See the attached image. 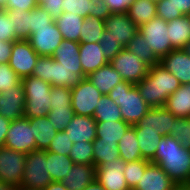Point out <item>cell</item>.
I'll use <instances>...</instances> for the list:
<instances>
[{"mask_svg": "<svg viewBox=\"0 0 190 190\" xmlns=\"http://www.w3.org/2000/svg\"><path fill=\"white\" fill-rule=\"evenodd\" d=\"M0 190H15V188L7 184L0 183Z\"/></svg>", "mask_w": 190, "mask_h": 190, "instance_id": "cell-59", "label": "cell"}, {"mask_svg": "<svg viewBox=\"0 0 190 190\" xmlns=\"http://www.w3.org/2000/svg\"><path fill=\"white\" fill-rule=\"evenodd\" d=\"M120 107L123 121L133 126L151 108L140 95L136 85L121 81L107 94Z\"/></svg>", "mask_w": 190, "mask_h": 190, "instance_id": "cell-3", "label": "cell"}, {"mask_svg": "<svg viewBox=\"0 0 190 190\" xmlns=\"http://www.w3.org/2000/svg\"><path fill=\"white\" fill-rule=\"evenodd\" d=\"M167 30L174 49H183L190 40V17L183 15L167 22Z\"/></svg>", "mask_w": 190, "mask_h": 190, "instance_id": "cell-26", "label": "cell"}, {"mask_svg": "<svg viewBox=\"0 0 190 190\" xmlns=\"http://www.w3.org/2000/svg\"><path fill=\"white\" fill-rule=\"evenodd\" d=\"M38 58L39 55L31 47L28 40H17L13 42L12 45L9 65L14 72L23 79L32 75Z\"/></svg>", "mask_w": 190, "mask_h": 190, "instance_id": "cell-13", "label": "cell"}, {"mask_svg": "<svg viewBox=\"0 0 190 190\" xmlns=\"http://www.w3.org/2000/svg\"><path fill=\"white\" fill-rule=\"evenodd\" d=\"M100 45L108 62H111L114 57L124 48L119 42L113 39H101Z\"/></svg>", "mask_w": 190, "mask_h": 190, "instance_id": "cell-50", "label": "cell"}, {"mask_svg": "<svg viewBox=\"0 0 190 190\" xmlns=\"http://www.w3.org/2000/svg\"><path fill=\"white\" fill-rule=\"evenodd\" d=\"M133 126L135 127L136 137L141 150L142 159L151 161L155 157L157 146L163 136L155 130L141 129L137 124Z\"/></svg>", "mask_w": 190, "mask_h": 190, "instance_id": "cell-29", "label": "cell"}, {"mask_svg": "<svg viewBox=\"0 0 190 190\" xmlns=\"http://www.w3.org/2000/svg\"><path fill=\"white\" fill-rule=\"evenodd\" d=\"M124 167L121 158L96 167V180L106 190H131L124 176Z\"/></svg>", "mask_w": 190, "mask_h": 190, "instance_id": "cell-14", "label": "cell"}, {"mask_svg": "<svg viewBox=\"0 0 190 190\" xmlns=\"http://www.w3.org/2000/svg\"><path fill=\"white\" fill-rule=\"evenodd\" d=\"M63 0H38V5L46 10L55 21L62 13Z\"/></svg>", "mask_w": 190, "mask_h": 190, "instance_id": "cell-51", "label": "cell"}, {"mask_svg": "<svg viewBox=\"0 0 190 190\" xmlns=\"http://www.w3.org/2000/svg\"><path fill=\"white\" fill-rule=\"evenodd\" d=\"M61 6L63 12H72L83 18L91 16L93 10L91 0H63Z\"/></svg>", "mask_w": 190, "mask_h": 190, "instance_id": "cell-45", "label": "cell"}, {"mask_svg": "<svg viewBox=\"0 0 190 190\" xmlns=\"http://www.w3.org/2000/svg\"><path fill=\"white\" fill-rule=\"evenodd\" d=\"M177 117L165 107H152L141 118L137 125L141 129H151L159 132L162 136L173 132L174 119Z\"/></svg>", "mask_w": 190, "mask_h": 190, "instance_id": "cell-17", "label": "cell"}, {"mask_svg": "<svg viewBox=\"0 0 190 190\" xmlns=\"http://www.w3.org/2000/svg\"><path fill=\"white\" fill-rule=\"evenodd\" d=\"M72 146L73 142L69 139L68 134L62 130L58 131L53 137V140L46 151L69 156Z\"/></svg>", "mask_w": 190, "mask_h": 190, "instance_id": "cell-46", "label": "cell"}, {"mask_svg": "<svg viewBox=\"0 0 190 190\" xmlns=\"http://www.w3.org/2000/svg\"><path fill=\"white\" fill-rule=\"evenodd\" d=\"M87 78L103 95H107L118 83L123 81L110 62L89 74Z\"/></svg>", "mask_w": 190, "mask_h": 190, "instance_id": "cell-23", "label": "cell"}, {"mask_svg": "<svg viewBox=\"0 0 190 190\" xmlns=\"http://www.w3.org/2000/svg\"><path fill=\"white\" fill-rule=\"evenodd\" d=\"M64 131L68 134L73 144L81 141L93 142L97 137L96 121L90 116L75 114Z\"/></svg>", "mask_w": 190, "mask_h": 190, "instance_id": "cell-20", "label": "cell"}, {"mask_svg": "<svg viewBox=\"0 0 190 190\" xmlns=\"http://www.w3.org/2000/svg\"><path fill=\"white\" fill-rule=\"evenodd\" d=\"M177 185L157 164L150 163L132 190H174Z\"/></svg>", "mask_w": 190, "mask_h": 190, "instance_id": "cell-18", "label": "cell"}, {"mask_svg": "<svg viewBox=\"0 0 190 190\" xmlns=\"http://www.w3.org/2000/svg\"><path fill=\"white\" fill-rule=\"evenodd\" d=\"M83 190H106L104 189L101 184L95 180L91 184L87 185Z\"/></svg>", "mask_w": 190, "mask_h": 190, "instance_id": "cell-58", "label": "cell"}, {"mask_svg": "<svg viewBox=\"0 0 190 190\" xmlns=\"http://www.w3.org/2000/svg\"><path fill=\"white\" fill-rule=\"evenodd\" d=\"M105 31L102 39H113L126 48L130 40L139 31V27L127 13H111L104 20Z\"/></svg>", "mask_w": 190, "mask_h": 190, "instance_id": "cell-11", "label": "cell"}, {"mask_svg": "<svg viewBox=\"0 0 190 190\" xmlns=\"http://www.w3.org/2000/svg\"><path fill=\"white\" fill-rule=\"evenodd\" d=\"M0 40L17 41L12 24V17H9L5 9H0Z\"/></svg>", "mask_w": 190, "mask_h": 190, "instance_id": "cell-49", "label": "cell"}, {"mask_svg": "<svg viewBox=\"0 0 190 190\" xmlns=\"http://www.w3.org/2000/svg\"><path fill=\"white\" fill-rule=\"evenodd\" d=\"M144 101L152 107H164L169 95L179 87V80L158 63L149 67L148 74L135 84Z\"/></svg>", "mask_w": 190, "mask_h": 190, "instance_id": "cell-2", "label": "cell"}, {"mask_svg": "<svg viewBox=\"0 0 190 190\" xmlns=\"http://www.w3.org/2000/svg\"><path fill=\"white\" fill-rule=\"evenodd\" d=\"M48 171L52 181L61 182L71 172L74 164L72 159L63 154H57L47 151Z\"/></svg>", "mask_w": 190, "mask_h": 190, "instance_id": "cell-33", "label": "cell"}, {"mask_svg": "<svg viewBox=\"0 0 190 190\" xmlns=\"http://www.w3.org/2000/svg\"><path fill=\"white\" fill-rule=\"evenodd\" d=\"M79 58L83 74L86 77L92 72L109 63L104 56L100 42L80 43Z\"/></svg>", "mask_w": 190, "mask_h": 190, "instance_id": "cell-21", "label": "cell"}, {"mask_svg": "<svg viewBox=\"0 0 190 190\" xmlns=\"http://www.w3.org/2000/svg\"><path fill=\"white\" fill-rule=\"evenodd\" d=\"M4 147L24 154L36 150L33 127L30 126L29 118L21 117L18 120L11 121Z\"/></svg>", "mask_w": 190, "mask_h": 190, "instance_id": "cell-9", "label": "cell"}, {"mask_svg": "<svg viewBox=\"0 0 190 190\" xmlns=\"http://www.w3.org/2000/svg\"><path fill=\"white\" fill-rule=\"evenodd\" d=\"M96 180L94 164H73L71 172L61 181L69 190H83Z\"/></svg>", "mask_w": 190, "mask_h": 190, "instance_id": "cell-22", "label": "cell"}, {"mask_svg": "<svg viewBox=\"0 0 190 190\" xmlns=\"http://www.w3.org/2000/svg\"><path fill=\"white\" fill-rule=\"evenodd\" d=\"M84 18L72 12H63L56 20L64 40L80 41V32Z\"/></svg>", "mask_w": 190, "mask_h": 190, "instance_id": "cell-28", "label": "cell"}, {"mask_svg": "<svg viewBox=\"0 0 190 190\" xmlns=\"http://www.w3.org/2000/svg\"><path fill=\"white\" fill-rule=\"evenodd\" d=\"M92 1V11L91 15L105 20L108 16H110L111 11L107 6L104 0H91Z\"/></svg>", "mask_w": 190, "mask_h": 190, "instance_id": "cell-52", "label": "cell"}, {"mask_svg": "<svg viewBox=\"0 0 190 190\" xmlns=\"http://www.w3.org/2000/svg\"><path fill=\"white\" fill-rule=\"evenodd\" d=\"M170 135L175 137L184 148L190 149V118L174 119L173 132Z\"/></svg>", "mask_w": 190, "mask_h": 190, "instance_id": "cell-43", "label": "cell"}, {"mask_svg": "<svg viewBox=\"0 0 190 190\" xmlns=\"http://www.w3.org/2000/svg\"><path fill=\"white\" fill-rule=\"evenodd\" d=\"M103 94L86 77L71 88V104L76 115L93 117V113Z\"/></svg>", "mask_w": 190, "mask_h": 190, "instance_id": "cell-12", "label": "cell"}, {"mask_svg": "<svg viewBox=\"0 0 190 190\" xmlns=\"http://www.w3.org/2000/svg\"><path fill=\"white\" fill-rule=\"evenodd\" d=\"M50 104V109H54L56 107H72L71 88L64 86H52Z\"/></svg>", "mask_w": 190, "mask_h": 190, "instance_id": "cell-44", "label": "cell"}, {"mask_svg": "<svg viewBox=\"0 0 190 190\" xmlns=\"http://www.w3.org/2000/svg\"><path fill=\"white\" fill-rule=\"evenodd\" d=\"M124 81L139 83L148 74L149 66L127 48H123L110 62Z\"/></svg>", "mask_w": 190, "mask_h": 190, "instance_id": "cell-10", "label": "cell"}, {"mask_svg": "<svg viewBox=\"0 0 190 190\" xmlns=\"http://www.w3.org/2000/svg\"><path fill=\"white\" fill-rule=\"evenodd\" d=\"M111 13H127L134 0H104Z\"/></svg>", "mask_w": 190, "mask_h": 190, "instance_id": "cell-54", "label": "cell"}, {"mask_svg": "<svg viewBox=\"0 0 190 190\" xmlns=\"http://www.w3.org/2000/svg\"><path fill=\"white\" fill-rule=\"evenodd\" d=\"M32 75L48 82L52 86L73 88L86 76L82 69H68L63 67L52 56H39Z\"/></svg>", "mask_w": 190, "mask_h": 190, "instance_id": "cell-4", "label": "cell"}, {"mask_svg": "<svg viewBox=\"0 0 190 190\" xmlns=\"http://www.w3.org/2000/svg\"><path fill=\"white\" fill-rule=\"evenodd\" d=\"M131 53L139 57L149 67L160 63V59L155 55L140 31L130 40L126 47Z\"/></svg>", "mask_w": 190, "mask_h": 190, "instance_id": "cell-36", "label": "cell"}, {"mask_svg": "<svg viewBox=\"0 0 190 190\" xmlns=\"http://www.w3.org/2000/svg\"><path fill=\"white\" fill-rule=\"evenodd\" d=\"M150 162L159 165L177 186L190 181V149L171 135L162 137Z\"/></svg>", "mask_w": 190, "mask_h": 190, "instance_id": "cell-1", "label": "cell"}, {"mask_svg": "<svg viewBox=\"0 0 190 190\" xmlns=\"http://www.w3.org/2000/svg\"><path fill=\"white\" fill-rule=\"evenodd\" d=\"M15 190H30V189H23V188L18 187V188H15Z\"/></svg>", "mask_w": 190, "mask_h": 190, "instance_id": "cell-64", "label": "cell"}, {"mask_svg": "<svg viewBox=\"0 0 190 190\" xmlns=\"http://www.w3.org/2000/svg\"><path fill=\"white\" fill-rule=\"evenodd\" d=\"M7 0H0V9H4L6 6Z\"/></svg>", "mask_w": 190, "mask_h": 190, "instance_id": "cell-61", "label": "cell"}, {"mask_svg": "<svg viewBox=\"0 0 190 190\" xmlns=\"http://www.w3.org/2000/svg\"><path fill=\"white\" fill-rule=\"evenodd\" d=\"M43 190H69L62 182H51Z\"/></svg>", "mask_w": 190, "mask_h": 190, "instance_id": "cell-57", "label": "cell"}, {"mask_svg": "<svg viewBox=\"0 0 190 190\" xmlns=\"http://www.w3.org/2000/svg\"><path fill=\"white\" fill-rule=\"evenodd\" d=\"M104 20L93 15L84 18L79 43H98L105 31Z\"/></svg>", "mask_w": 190, "mask_h": 190, "instance_id": "cell-37", "label": "cell"}, {"mask_svg": "<svg viewBox=\"0 0 190 190\" xmlns=\"http://www.w3.org/2000/svg\"><path fill=\"white\" fill-rule=\"evenodd\" d=\"M13 41L0 40V63H9Z\"/></svg>", "mask_w": 190, "mask_h": 190, "instance_id": "cell-55", "label": "cell"}, {"mask_svg": "<svg viewBox=\"0 0 190 190\" xmlns=\"http://www.w3.org/2000/svg\"><path fill=\"white\" fill-rule=\"evenodd\" d=\"M160 64L174 74L181 85L190 84V56L183 49H173L160 59Z\"/></svg>", "mask_w": 190, "mask_h": 190, "instance_id": "cell-19", "label": "cell"}, {"mask_svg": "<svg viewBox=\"0 0 190 190\" xmlns=\"http://www.w3.org/2000/svg\"><path fill=\"white\" fill-rule=\"evenodd\" d=\"M174 190H185L182 186H177Z\"/></svg>", "mask_w": 190, "mask_h": 190, "instance_id": "cell-63", "label": "cell"}, {"mask_svg": "<svg viewBox=\"0 0 190 190\" xmlns=\"http://www.w3.org/2000/svg\"><path fill=\"white\" fill-rule=\"evenodd\" d=\"M127 14L140 27L157 16V6L152 0H134Z\"/></svg>", "mask_w": 190, "mask_h": 190, "instance_id": "cell-32", "label": "cell"}, {"mask_svg": "<svg viewBox=\"0 0 190 190\" xmlns=\"http://www.w3.org/2000/svg\"><path fill=\"white\" fill-rule=\"evenodd\" d=\"M80 43L71 40H62L56 48L52 58L68 69H82L79 58Z\"/></svg>", "mask_w": 190, "mask_h": 190, "instance_id": "cell-27", "label": "cell"}, {"mask_svg": "<svg viewBox=\"0 0 190 190\" xmlns=\"http://www.w3.org/2000/svg\"><path fill=\"white\" fill-rule=\"evenodd\" d=\"M183 50L185 51V53L187 55L190 56V40L187 42V44L185 45V47L183 48Z\"/></svg>", "mask_w": 190, "mask_h": 190, "instance_id": "cell-60", "label": "cell"}, {"mask_svg": "<svg viewBox=\"0 0 190 190\" xmlns=\"http://www.w3.org/2000/svg\"><path fill=\"white\" fill-rule=\"evenodd\" d=\"M38 5V0H7L4 9L32 10Z\"/></svg>", "mask_w": 190, "mask_h": 190, "instance_id": "cell-53", "label": "cell"}, {"mask_svg": "<svg viewBox=\"0 0 190 190\" xmlns=\"http://www.w3.org/2000/svg\"><path fill=\"white\" fill-rule=\"evenodd\" d=\"M69 157L74 164H94L93 161V142L81 141L74 143Z\"/></svg>", "mask_w": 190, "mask_h": 190, "instance_id": "cell-41", "label": "cell"}, {"mask_svg": "<svg viewBox=\"0 0 190 190\" xmlns=\"http://www.w3.org/2000/svg\"><path fill=\"white\" fill-rule=\"evenodd\" d=\"M164 107L177 118H190V84L180 85L168 96Z\"/></svg>", "mask_w": 190, "mask_h": 190, "instance_id": "cell-24", "label": "cell"}, {"mask_svg": "<svg viewBox=\"0 0 190 190\" xmlns=\"http://www.w3.org/2000/svg\"><path fill=\"white\" fill-rule=\"evenodd\" d=\"M151 162L146 159H140L134 162H126L124 167V176L128 187L132 190L140 178L143 176L146 167Z\"/></svg>", "mask_w": 190, "mask_h": 190, "instance_id": "cell-40", "label": "cell"}, {"mask_svg": "<svg viewBox=\"0 0 190 190\" xmlns=\"http://www.w3.org/2000/svg\"><path fill=\"white\" fill-rule=\"evenodd\" d=\"M156 6L157 17L166 22L183 15H190V0H160Z\"/></svg>", "mask_w": 190, "mask_h": 190, "instance_id": "cell-31", "label": "cell"}, {"mask_svg": "<svg viewBox=\"0 0 190 190\" xmlns=\"http://www.w3.org/2000/svg\"><path fill=\"white\" fill-rule=\"evenodd\" d=\"M139 31L159 59L174 49L169 39L167 22L160 17L156 16L143 24Z\"/></svg>", "mask_w": 190, "mask_h": 190, "instance_id": "cell-8", "label": "cell"}, {"mask_svg": "<svg viewBox=\"0 0 190 190\" xmlns=\"http://www.w3.org/2000/svg\"><path fill=\"white\" fill-rule=\"evenodd\" d=\"M119 158L120 153L116 142L103 141V139L97 137L93 140V161L95 167Z\"/></svg>", "mask_w": 190, "mask_h": 190, "instance_id": "cell-35", "label": "cell"}, {"mask_svg": "<svg viewBox=\"0 0 190 190\" xmlns=\"http://www.w3.org/2000/svg\"><path fill=\"white\" fill-rule=\"evenodd\" d=\"M9 17H12V24L17 40H28L30 31V10L5 9Z\"/></svg>", "mask_w": 190, "mask_h": 190, "instance_id": "cell-39", "label": "cell"}, {"mask_svg": "<svg viewBox=\"0 0 190 190\" xmlns=\"http://www.w3.org/2000/svg\"><path fill=\"white\" fill-rule=\"evenodd\" d=\"M120 158L126 162H134L142 159L138 145L135 127L130 126L117 143Z\"/></svg>", "mask_w": 190, "mask_h": 190, "instance_id": "cell-30", "label": "cell"}, {"mask_svg": "<svg viewBox=\"0 0 190 190\" xmlns=\"http://www.w3.org/2000/svg\"><path fill=\"white\" fill-rule=\"evenodd\" d=\"M75 113L72 107H56L50 109L48 113L49 122L58 131L64 130L68 123L73 119Z\"/></svg>", "mask_w": 190, "mask_h": 190, "instance_id": "cell-42", "label": "cell"}, {"mask_svg": "<svg viewBox=\"0 0 190 190\" xmlns=\"http://www.w3.org/2000/svg\"><path fill=\"white\" fill-rule=\"evenodd\" d=\"M53 22L54 20L51 18V15L39 5L30 10L31 33L36 32L37 28L48 27Z\"/></svg>", "mask_w": 190, "mask_h": 190, "instance_id": "cell-48", "label": "cell"}, {"mask_svg": "<svg viewBox=\"0 0 190 190\" xmlns=\"http://www.w3.org/2000/svg\"><path fill=\"white\" fill-rule=\"evenodd\" d=\"M131 125L124 121H96L97 138L118 143Z\"/></svg>", "mask_w": 190, "mask_h": 190, "instance_id": "cell-34", "label": "cell"}, {"mask_svg": "<svg viewBox=\"0 0 190 190\" xmlns=\"http://www.w3.org/2000/svg\"><path fill=\"white\" fill-rule=\"evenodd\" d=\"M22 79L14 72L9 63H0V94L10 87L17 86Z\"/></svg>", "mask_w": 190, "mask_h": 190, "instance_id": "cell-47", "label": "cell"}, {"mask_svg": "<svg viewBox=\"0 0 190 190\" xmlns=\"http://www.w3.org/2000/svg\"><path fill=\"white\" fill-rule=\"evenodd\" d=\"M52 181L48 171L47 151L33 150L25 156V170L20 188L43 190Z\"/></svg>", "mask_w": 190, "mask_h": 190, "instance_id": "cell-6", "label": "cell"}, {"mask_svg": "<svg viewBox=\"0 0 190 190\" xmlns=\"http://www.w3.org/2000/svg\"><path fill=\"white\" fill-rule=\"evenodd\" d=\"M62 40L61 32L55 21L48 27L37 28V31L31 33L28 38L31 47L39 56H52Z\"/></svg>", "mask_w": 190, "mask_h": 190, "instance_id": "cell-15", "label": "cell"}, {"mask_svg": "<svg viewBox=\"0 0 190 190\" xmlns=\"http://www.w3.org/2000/svg\"><path fill=\"white\" fill-rule=\"evenodd\" d=\"M25 88L24 117L48 116L52 85L33 75L22 79Z\"/></svg>", "mask_w": 190, "mask_h": 190, "instance_id": "cell-5", "label": "cell"}, {"mask_svg": "<svg viewBox=\"0 0 190 190\" xmlns=\"http://www.w3.org/2000/svg\"><path fill=\"white\" fill-rule=\"evenodd\" d=\"M11 121L0 114V148L4 147L6 135Z\"/></svg>", "mask_w": 190, "mask_h": 190, "instance_id": "cell-56", "label": "cell"}, {"mask_svg": "<svg viewBox=\"0 0 190 190\" xmlns=\"http://www.w3.org/2000/svg\"><path fill=\"white\" fill-rule=\"evenodd\" d=\"M182 187H183L185 190H190V181L186 182L184 185H182Z\"/></svg>", "mask_w": 190, "mask_h": 190, "instance_id": "cell-62", "label": "cell"}, {"mask_svg": "<svg viewBox=\"0 0 190 190\" xmlns=\"http://www.w3.org/2000/svg\"><path fill=\"white\" fill-rule=\"evenodd\" d=\"M25 156L22 152L6 147L0 148V183L18 188L25 170Z\"/></svg>", "mask_w": 190, "mask_h": 190, "instance_id": "cell-7", "label": "cell"}, {"mask_svg": "<svg viewBox=\"0 0 190 190\" xmlns=\"http://www.w3.org/2000/svg\"><path fill=\"white\" fill-rule=\"evenodd\" d=\"M25 88L22 81L0 94V114L13 121L24 117Z\"/></svg>", "mask_w": 190, "mask_h": 190, "instance_id": "cell-16", "label": "cell"}, {"mask_svg": "<svg viewBox=\"0 0 190 190\" xmlns=\"http://www.w3.org/2000/svg\"><path fill=\"white\" fill-rule=\"evenodd\" d=\"M93 118L95 121H123L120 107L108 95L100 98Z\"/></svg>", "mask_w": 190, "mask_h": 190, "instance_id": "cell-38", "label": "cell"}, {"mask_svg": "<svg viewBox=\"0 0 190 190\" xmlns=\"http://www.w3.org/2000/svg\"><path fill=\"white\" fill-rule=\"evenodd\" d=\"M29 121L33 127L36 149L46 151L58 130L49 122L48 116L29 118Z\"/></svg>", "mask_w": 190, "mask_h": 190, "instance_id": "cell-25", "label": "cell"}]
</instances>
